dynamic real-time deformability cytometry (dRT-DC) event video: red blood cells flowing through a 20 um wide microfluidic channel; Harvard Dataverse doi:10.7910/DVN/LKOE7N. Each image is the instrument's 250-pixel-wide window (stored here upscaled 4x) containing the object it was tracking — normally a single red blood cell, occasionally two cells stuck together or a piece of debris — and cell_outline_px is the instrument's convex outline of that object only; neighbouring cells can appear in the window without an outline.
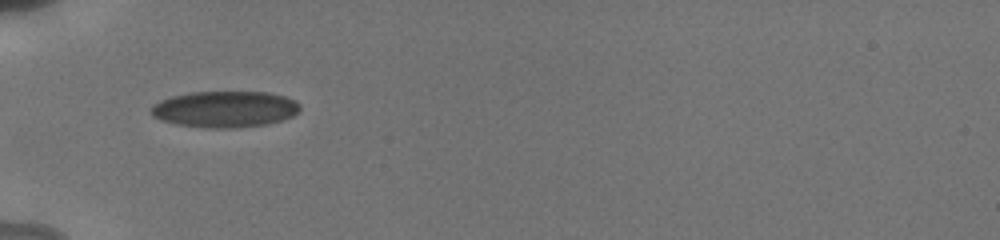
{"species": "human", "species_latin": "Homo sapiens", "temperature_condition": "cold", "stored_images_in_passage": 34, "camera_frame_rate_fps": 3000, "um_per_image_px": 0.085, "donor": {"sex": "male"}, "frame": {"image": 1, "passage_image": 1, "time_ms": 0.0, "image_size_px": [1000, 240], "cell_outline_px": [[300, 108], [292, 116], [280, 120], [264, 124], [232, 128], [208, 128], [176, 124], [160, 120], [152, 116], [152, 104], [160, 100], [172, 96], [192, 92], [268, 92], [284, 96], [296, 100], [300, 104]], "centroid_in_image_um": [19.09, 9.27], "position_along_channel_um": 65.9, "area_um2": 31.39}}